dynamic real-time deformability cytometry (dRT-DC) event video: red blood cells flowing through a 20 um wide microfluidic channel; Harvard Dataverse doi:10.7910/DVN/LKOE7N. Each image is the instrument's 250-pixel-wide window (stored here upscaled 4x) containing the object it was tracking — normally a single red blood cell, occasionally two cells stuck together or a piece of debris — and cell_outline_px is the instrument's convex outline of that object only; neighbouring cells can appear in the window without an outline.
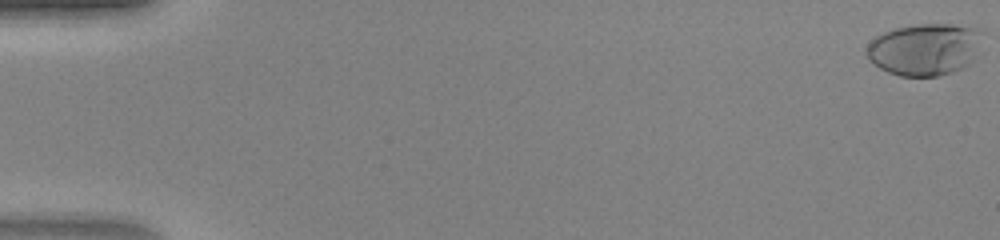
{"species": "human", "species_latin": "Homo sapiens", "temperature_condition": "warm", "stored_images_in_passage": 48, "camera_frame_rate_fps": 3000, "um_per_image_px": 0.085, "donor": {"sex": "female"}, "frame": {"image": 1, "passage_image": 1, "time_ms": 0.0, "image_size_px": [1000, 240], "cell_outline_px": [[984, 32], [972, 60], [964, 68], [952, 72], [936, 76], [900, 76], [888, 72], [872, 64], [868, 60], [864, 52], [864, 48], [876, 36], [884, 32], [896, 28], [916, 24], [952, 24], [984, 28]], "centroid_in_image_um": [78.58, 4.18], "position_along_channel_um": 6.4, "area_um2": 35.55}}
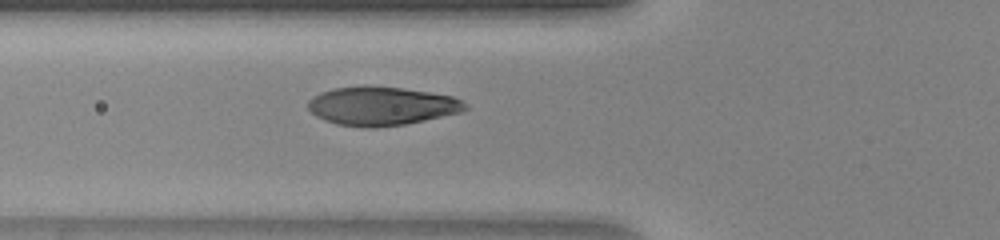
{"frame": {"image": 2, "passage_image": 19, "time_ms": 6.0, "image_size_px": [1000, 240], "cell_outline_px": [[468, 108], [460, 112], [424, 120], [404, 124], [376, 128], [368, 128], [336, 124], [324, 120], [316, 116], [308, 108], [308, 100], [312, 96], [320, 92], [332, 88], [404, 88], [452, 96], [468, 104]], "centroid_in_image_um": [32.42, 9.04], "position_along_channel_um": 93.4, "area_um2": 34.74}}
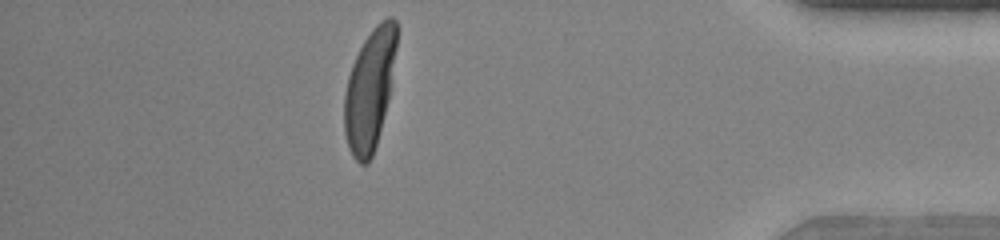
{"frame": {"image": 3, "passage_image": 43, "time_ms": 14.0, "image_size_px": [1000, 240], "cell_outline_px": [[396, 48], [388, 100], [376, 144], [372, 156], [368, 164], [360, 164], [352, 156], [348, 148], [344, 132], [344, 92], [348, 76], [352, 64], [364, 40], [372, 28], [380, 20], [388, 16], [392, 16], [396, 20]], "centroid_in_image_um": [31.4, 7.62], "position_along_channel_um": 403.8, "area_um2": 36.65}}